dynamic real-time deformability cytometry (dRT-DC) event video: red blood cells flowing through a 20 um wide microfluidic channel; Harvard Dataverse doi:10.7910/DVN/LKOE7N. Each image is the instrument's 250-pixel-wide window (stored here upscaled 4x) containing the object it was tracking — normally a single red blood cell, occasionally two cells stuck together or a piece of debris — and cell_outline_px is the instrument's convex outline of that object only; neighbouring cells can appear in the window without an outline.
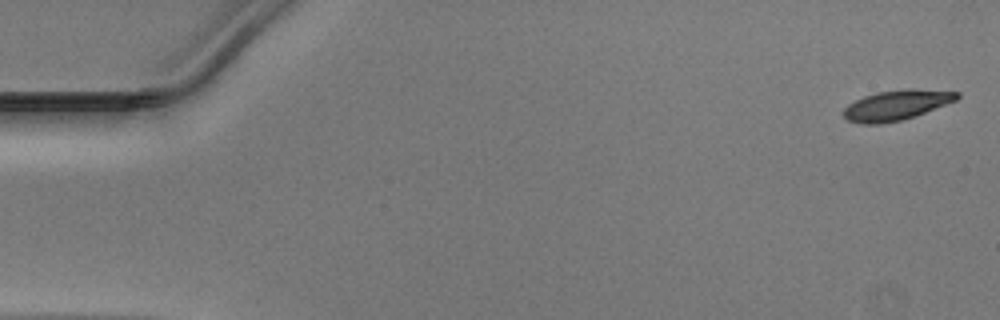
{"species": "Egyptian fruit bat (a non-hibernating species)", "species_latin": "Rousettus aegyptiacus", "temperature_condition": "warm", "stored_images_in_passage": 49, "camera_frame_rate_fps": 3000, "um_per_image_px": 0.085, "animal": {"sex": "male"}, "frame": {"image": 1, "passage_image": 1, "time_ms": 0.0, "image_size_px": [1000, 320], "cell_outline_px": [[960, 96], [956, 100], [924, 112], [900, 120], [880, 124], [860, 124], [848, 120], [844, 116], [844, 108], [848, 104], [864, 96], [876, 92], [908, 88], [912, 88], [960, 92]], "centroid_in_image_um": [76.18, 8.92], "position_along_channel_um": 8.8, "area_um2": 19.65}}
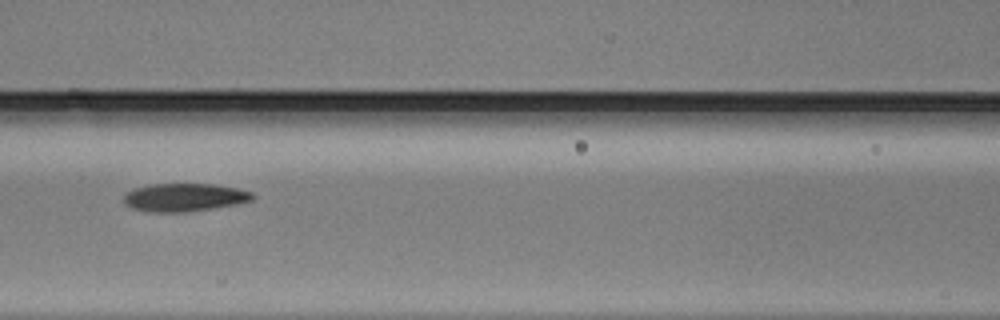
{"frame": {"image": 2, "passage_image": 22, "time_ms": 7.0, "image_size_px": [1000, 320], "cell_outline_px": [[256, 196], [252, 200], [236, 204], [212, 208], [184, 212], [148, 212], [132, 208], [124, 204], [124, 196], [128, 192], [136, 188], [152, 184], [212, 184], [236, 188], [252, 192]], "centroid_in_image_um": [15.68, 16.78], "position_along_channel_um": 150.9, "area_um2": 20.92}}
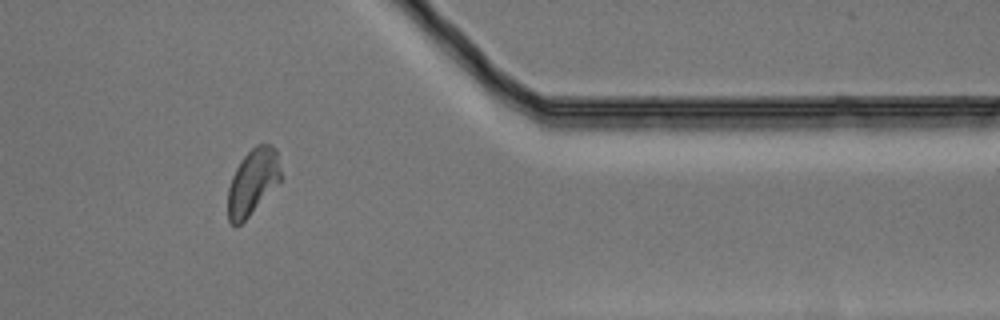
{"frame": {"image": 3, "passage_image": 41, "time_ms": 13.333, "image_size_px": [1000, 320], "cell_outline_px": [[280, 180], [248, 216], [236, 228], [228, 220], [228, 188], [232, 176], [240, 160], [256, 144], [272, 144], [276, 148], [280, 168]], "centroid_in_image_um": [21.45, 15.44], "position_along_channel_um": 389.9, "area_um2": 20.0}}